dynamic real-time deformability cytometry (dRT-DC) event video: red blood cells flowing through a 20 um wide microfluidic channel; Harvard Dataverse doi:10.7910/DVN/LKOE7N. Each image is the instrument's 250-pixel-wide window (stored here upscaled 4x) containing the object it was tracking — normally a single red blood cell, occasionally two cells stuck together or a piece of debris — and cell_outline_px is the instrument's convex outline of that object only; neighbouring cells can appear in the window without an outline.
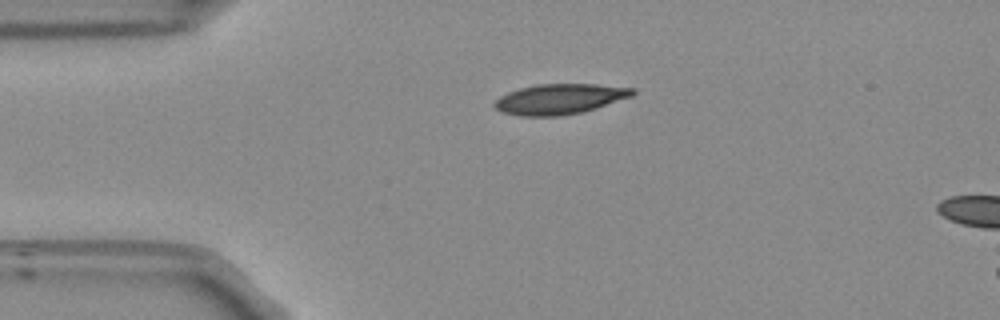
{"species": "Egyptian fruit bat (a non-hibernating species)", "species_latin": "Rousettus aegyptiacus", "temperature_condition": "room temperature", "stored_images_in_passage": 5, "camera_frame_rate_fps": 3000, "um_per_image_px": 0.085, "frame": {"image": 1, "passage_image": 1, "time_ms": 0.0, "image_size_px": [1000, 320], "cell_outline_px": [[636, 92], [632, 96], [596, 108], [580, 112], [560, 116], [520, 116], [504, 112], [496, 108], [492, 104], [500, 96], [508, 92], [520, 88], [536, 84], [596, 84], [636, 88]], "centroid_in_image_um": [47.59, 8.41], "position_along_channel_um": 37.4, "area_um2": 24.33}}